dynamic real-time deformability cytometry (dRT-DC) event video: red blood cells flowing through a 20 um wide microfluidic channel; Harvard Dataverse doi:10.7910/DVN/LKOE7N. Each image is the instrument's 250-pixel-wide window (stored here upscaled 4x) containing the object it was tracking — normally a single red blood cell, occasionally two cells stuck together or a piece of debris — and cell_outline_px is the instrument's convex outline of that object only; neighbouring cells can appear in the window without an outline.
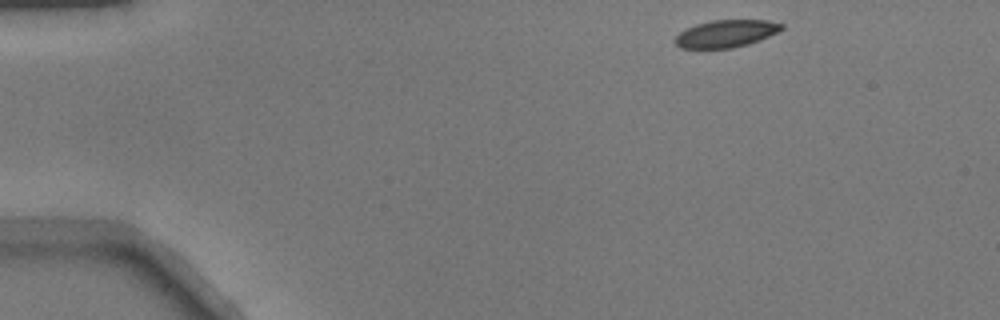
{"species": "common noctule bat (a hibernating species)", "species_latin": "Nyctalus noctula", "temperature_condition": "warm", "stored_images_in_passage": 44, "camera_frame_rate_fps": 3000, "um_per_image_px": 0.085, "animal": {"sex": "male", "body_mass_g": 17.9}, "frame": {"image": 1, "passage_image": 1, "time_ms": 0.0, "image_size_px": [1000, 320], "cell_outline_px": [[784, 28], [760, 40], [748, 44], [732, 48], [680, 48], [676, 44], [676, 36], [684, 28], [696, 24], [712, 20], [768, 20], [784, 24]], "centroid_in_image_um": [61.71, 2.85], "position_along_channel_um": 23.3, "area_um2": 16.94}}
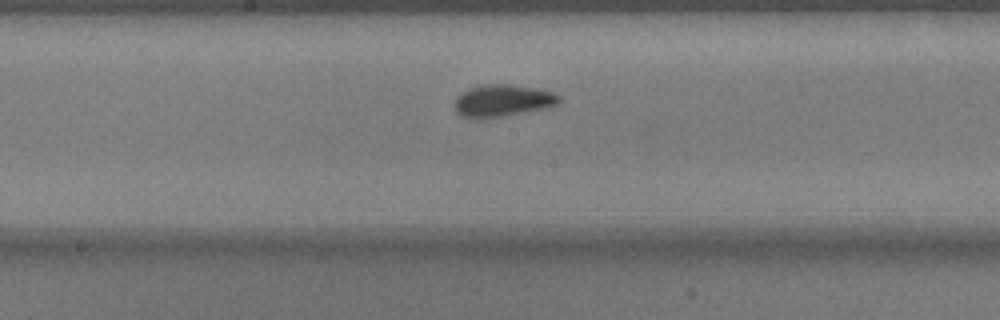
{"frame": {"image": 2, "passage_image": 21, "time_ms": 6.667, "image_size_px": [1000, 320], "cell_outline_px": [[560, 100], [556, 104], [524, 112], [480, 120], [476, 120], [460, 116], [456, 112], [452, 104], [456, 96], [460, 92], [468, 88], [480, 84], [508, 84], [540, 88], [552, 92], [560, 96]], "centroid_in_image_um": [42.6, 8.55], "position_along_channel_um": 205.6, "area_um2": 19.94}}
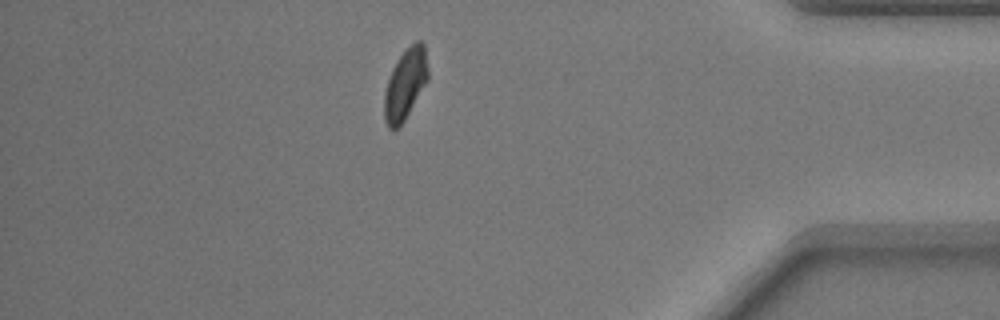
{"frame": {"image": 3, "passage_image": 38, "time_ms": 12.333, "image_size_px": [1000, 320], "cell_outline_px": [[428, 80], [404, 120], [396, 128], [388, 128], [384, 120], [384, 96], [388, 80], [392, 68], [396, 60], [416, 40], [420, 40], [424, 44], [428, 68]], "centroid_in_image_um": [34.45, 7.14], "position_along_channel_um": 400.7, "area_um2": 17.74}}